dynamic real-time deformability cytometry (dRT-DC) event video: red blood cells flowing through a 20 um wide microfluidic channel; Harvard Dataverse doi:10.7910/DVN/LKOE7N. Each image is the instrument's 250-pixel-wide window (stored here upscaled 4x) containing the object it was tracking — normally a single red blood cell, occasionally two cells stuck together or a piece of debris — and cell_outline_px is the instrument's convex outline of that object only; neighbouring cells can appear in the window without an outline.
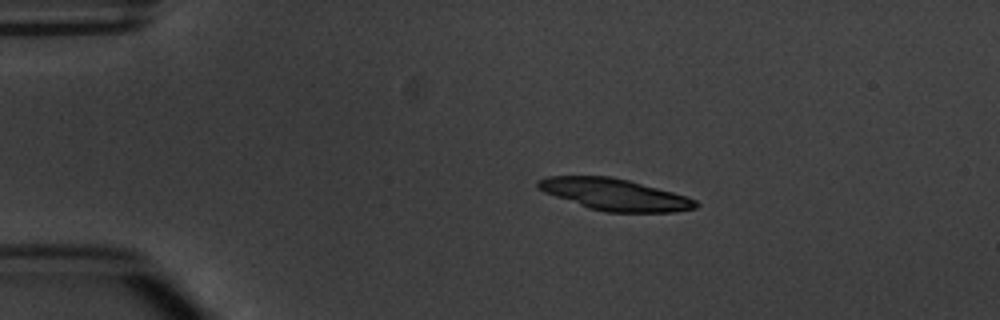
{"species": "common noctule bat (a hibernating species)", "species_latin": "Nyctalus noctula", "temperature_condition": "warm", "stored_images_in_passage": 3, "camera_frame_rate_fps": 3000, "um_per_image_px": 0.085, "animal": {"sex": "male", "body_mass_g": 20.1, "forearm_length_mm": 53.5}, "frame": {"image": 1, "passage_image": 1, "time_ms": 0.0, "image_size_px": [1000, 320], "cell_outline_px": [[700, 204], [696, 208], [672, 212], [604, 212], [588, 208], [544, 192], [536, 184], [536, 180], [548, 176], [612, 176], [628, 180], [672, 192], [696, 200]], "centroid_in_image_um": [52.23, 16.53], "position_along_channel_um": 32.8, "area_um2": 28.9}}